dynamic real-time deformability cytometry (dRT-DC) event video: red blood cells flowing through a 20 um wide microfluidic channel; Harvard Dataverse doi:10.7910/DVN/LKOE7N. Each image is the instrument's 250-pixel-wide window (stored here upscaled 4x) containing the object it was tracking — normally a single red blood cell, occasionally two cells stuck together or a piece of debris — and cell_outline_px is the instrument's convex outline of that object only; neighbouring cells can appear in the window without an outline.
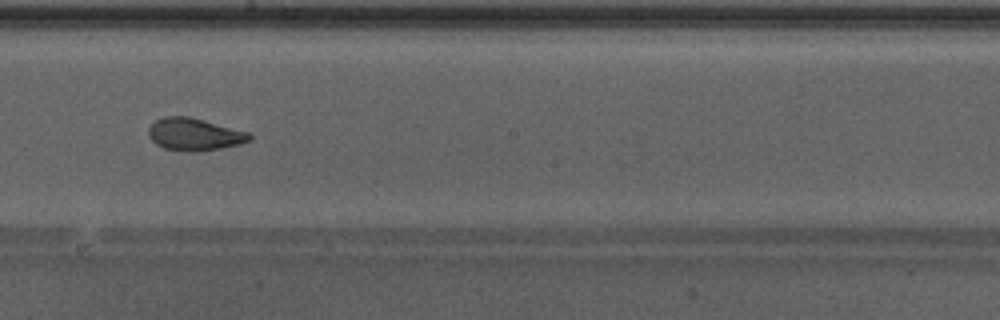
{"species": "Egyptian fruit bat (a non-hibernating species)", "species_latin": "Rousettus aegyptiacus", "temperature_condition": "warm", "stored_images_in_passage": 48, "camera_frame_rate_fps": 3000, "um_per_image_px": 0.085, "animal": {"sex": "male"}, "frame": {"image": 1, "passage_image": 28, "time_ms": 9.0, "image_size_px": [1000, 320], "cell_outline_px": [[252, 140], [240, 144], [220, 148], [196, 152], [184, 152], [164, 148], [156, 144], [148, 136], [148, 128], [156, 120], [164, 116], [188, 116], [248, 132], [252, 136]], "centroid_in_image_um": [16.5, 11.43], "position_along_channel_um": 231.7, "area_um2": 19.07}, "authors_computed_cell_mechanics": {"area_um2": 20.4323, "velocity_mm_per_s": 4.2967, "shape_relaxation_time_tau1_ms": 5.0474, "shape_relaxation_time_tau2_ms": 1.2531, "deformation_change_tau1": 0.1464, "deformation_change_tau2": 0.0504}}